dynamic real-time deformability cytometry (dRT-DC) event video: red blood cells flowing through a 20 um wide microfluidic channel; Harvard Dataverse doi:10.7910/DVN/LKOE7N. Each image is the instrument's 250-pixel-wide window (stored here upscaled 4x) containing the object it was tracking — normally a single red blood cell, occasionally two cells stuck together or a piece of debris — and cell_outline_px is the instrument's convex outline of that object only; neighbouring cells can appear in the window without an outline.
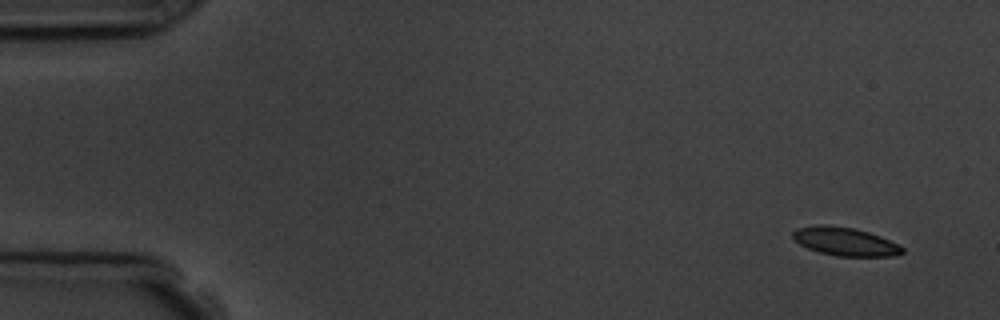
{"species": "common noctule bat (a hibernating species)", "species_latin": "Nyctalus noctula", "temperature_condition": "room temperature", "stored_images_in_passage": 5, "camera_frame_rate_fps": 3000, "um_per_image_px": 0.085, "animal": {"sex": "male", "body_mass_g": 19.5, "forearm_length_mm": 54.6}, "frame": {"image": 1, "passage_image": 1, "time_ms": 0.0, "image_size_px": [1000, 320], "cell_outline_px": [[904, 252], [892, 256], [836, 256], [820, 252], [808, 248], [792, 240], [792, 232], [796, 228], [816, 224], [824, 224], [852, 228], [868, 232], [880, 236], [904, 248]], "centroid_in_image_um": [71.77, 20.52], "position_along_channel_um": 13.2, "area_um2": 18.03}}
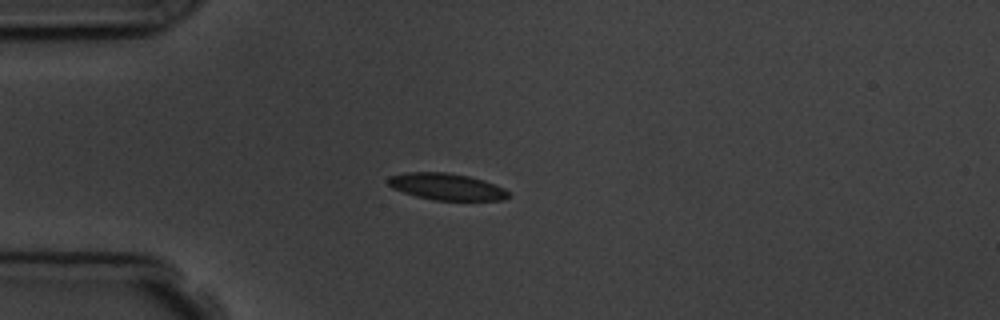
{"frame": {"image": 2, "passage_image": 4, "time_ms": 3.667, "image_size_px": [1000, 320], "cell_outline_px": [[512, 196], [504, 200], [432, 200], [416, 196], [392, 188], [388, 184], [388, 176], [404, 172], [448, 172], [468, 176], [484, 180], [504, 188]], "centroid_in_image_um": [37.96, 15.86], "position_along_channel_um": 47.0, "area_um2": 18.84}}